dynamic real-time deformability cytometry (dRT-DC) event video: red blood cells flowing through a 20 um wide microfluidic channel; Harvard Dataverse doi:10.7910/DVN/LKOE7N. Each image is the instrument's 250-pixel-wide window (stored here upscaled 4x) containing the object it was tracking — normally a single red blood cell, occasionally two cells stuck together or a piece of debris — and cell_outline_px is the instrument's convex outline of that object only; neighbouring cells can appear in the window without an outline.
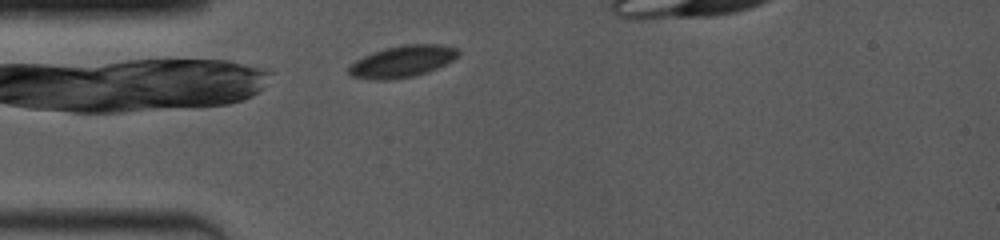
{"species": "common noctule bat (a hibernating species)", "species_latin": "Nyctalus noctula", "temperature_condition": "room temperature", "stored_images_in_passage": 23, "camera_frame_rate_fps": 4000, "um_per_image_px": 0.085, "animal": {"sex": "female", "body_mass_g": 19.0, "forearm_length_mm": 53.3}, "frame": {"image": 1, "passage_image": 2, "time_ms": 0.25, "image_size_px": [1000, 240], "cell_outline_px": [[460, 52], [452, 60], [428, 72], [412, 76], [388, 80], [376, 80], [352, 76], [348, 72], [348, 68], [356, 60], [364, 56], [384, 48], [404, 44], [440, 44], [456, 48]], "centroid_in_image_um": [34.19, 5.21], "position_along_channel_um": 50.8, "area_um2": 19.94}}
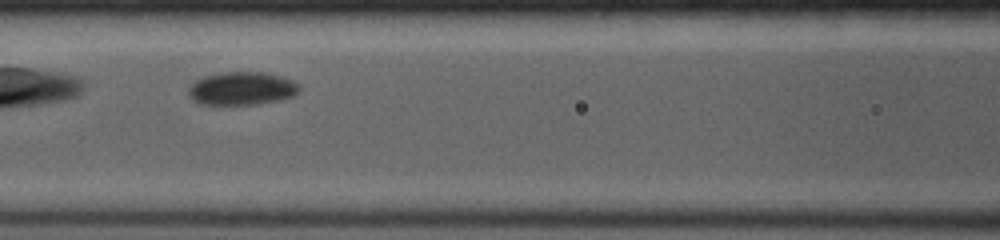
{"frame": {"image": 2, "passage_image": 12, "time_ms": 3.0, "image_size_px": [1000, 240], "cell_outline_px": [[300, 88], [296, 96], [280, 100], [256, 104], [196, 104], [192, 100], [188, 92], [188, 88], [196, 80], [204, 76], [220, 72], [264, 72], [280, 76], [292, 80], [300, 84]], "centroid_in_image_um": [20.57, 7.52], "position_along_channel_um": 146.0, "area_um2": 21.62}}
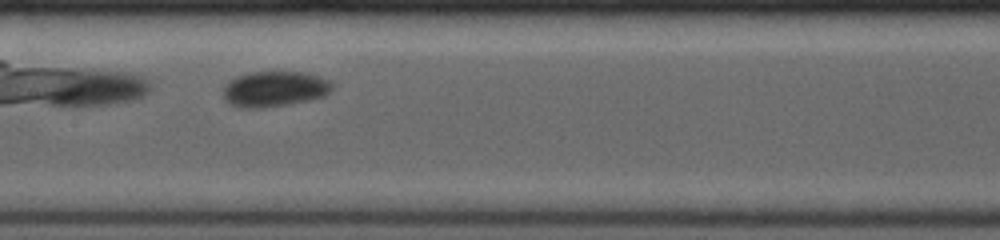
{"frame": {"image": 3, "passage_image": 16, "time_ms": 4.0, "image_size_px": [1000, 240], "cell_outline_px": [[332, 88], [324, 96], [312, 100], [260, 108], [240, 108], [228, 104], [224, 100], [224, 84], [228, 80], [236, 76], [248, 72], [304, 72], [328, 80], [332, 84]], "centroid_in_image_um": [23.27, 7.57], "position_along_channel_um": 184.1, "area_um2": 22.66}}